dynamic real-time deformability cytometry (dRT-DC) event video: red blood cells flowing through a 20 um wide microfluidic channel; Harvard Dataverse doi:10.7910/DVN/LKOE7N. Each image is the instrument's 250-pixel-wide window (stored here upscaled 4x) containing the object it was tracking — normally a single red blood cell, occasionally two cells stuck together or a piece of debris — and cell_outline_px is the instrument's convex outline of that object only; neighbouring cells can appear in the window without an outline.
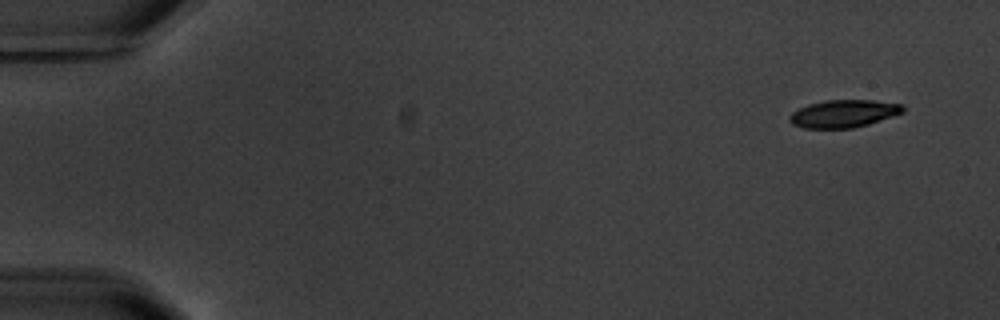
{"species": "common noctule bat (a hibernating species)", "species_latin": "Nyctalus noctula", "temperature_condition": "warm", "stored_images_in_passage": 5, "camera_frame_rate_fps": 3000, "um_per_image_px": 0.085, "animal": {"sex": "male", "body_mass_g": 20.1, "forearm_length_mm": 53.5}, "frame": {"image": 1, "passage_image": 1, "time_ms": 0.0, "image_size_px": [1000, 320], "cell_outline_px": [[904, 112], [868, 124], [852, 128], [804, 128], [792, 124], [788, 120], [788, 116], [792, 112], [808, 104], [824, 100], [872, 100], [900, 104], [904, 108]], "centroid_in_image_um": [71.66, 9.66], "position_along_channel_um": 13.3, "area_um2": 18.15}}
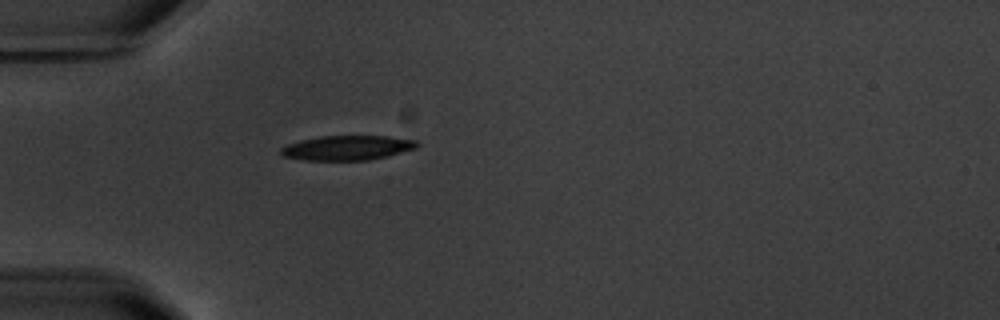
{"frame": {"image": 2, "passage_image": 5, "time_ms": 4.667, "image_size_px": [1000, 320], "cell_outline_px": [[420, 144], [416, 148], [388, 156], [368, 160], [304, 160], [284, 156], [280, 152], [280, 148], [288, 144], [300, 140], [320, 136], [388, 136], [416, 140]], "centroid_in_image_um": [29.53, 12.56], "position_along_channel_um": 55.5, "area_um2": 19.54}}